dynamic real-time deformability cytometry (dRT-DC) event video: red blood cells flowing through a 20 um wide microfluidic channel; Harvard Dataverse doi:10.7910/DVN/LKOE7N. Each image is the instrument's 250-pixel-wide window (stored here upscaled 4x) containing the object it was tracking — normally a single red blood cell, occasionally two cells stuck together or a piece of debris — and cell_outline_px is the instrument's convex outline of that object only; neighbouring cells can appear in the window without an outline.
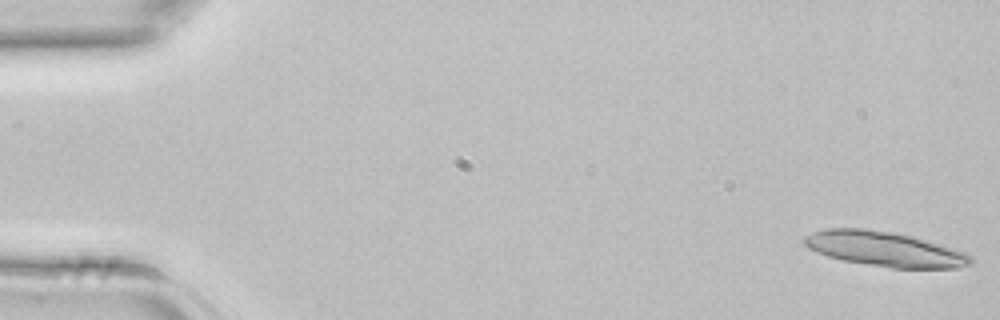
{"species": "common noctule bat (a hibernating species)", "species_latin": "Nyctalus noctula", "temperature_condition": "room temperature", "stored_images_in_passage": 42, "camera_frame_rate_fps": 3000, "um_per_image_px": 0.085, "animal": {"sex": "female", "body_mass_g": 22.7, "forearm_length_mm": 54.2}, "frame": {"image": 1, "passage_image": 1, "time_ms": 0.0, "image_size_px": [1000, 320], "cell_outline_px": [[972, 264], [956, 268], [892, 268], [844, 260], [828, 256], [816, 252], [808, 248], [804, 244], [804, 236], [812, 232], [824, 228], [864, 228], [896, 232], [912, 236], [964, 252], [972, 256]], "centroid_in_image_um": [75.17, 21.15], "position_along_channel_um": 9.8, "area_um2": 33.7}}